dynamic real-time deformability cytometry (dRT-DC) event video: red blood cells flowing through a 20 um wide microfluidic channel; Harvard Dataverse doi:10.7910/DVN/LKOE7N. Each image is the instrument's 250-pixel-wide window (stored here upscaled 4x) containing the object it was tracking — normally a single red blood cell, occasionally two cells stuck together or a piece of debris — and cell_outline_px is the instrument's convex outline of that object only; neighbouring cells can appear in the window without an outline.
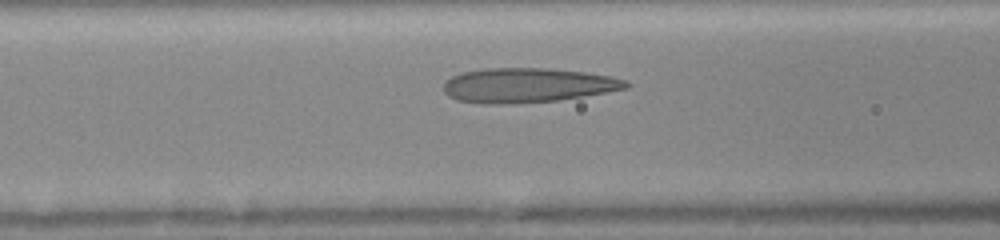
{"species": "human", "species_latin": "Homo sapiens", "temperature_condition": "room temperature", "stored_images_in_passage": 52, "camera_frame_rate_fps": 3000, "um_per_image_px": 0.085, "donor": {"sex": "female"}, "frame": {"image": 1, "passage_image": 12, "time_ms": 3.0, "image_size_px": [1000, 240], "cell_outline_px": [[632, 84], [628, 88], [556, 100], [504, 104], [484, 104], [456, 100], [448, 96], [444, 92], [444, 80], [452, 76], [464, 72], [484, 68], [548, 68], [584, 72], [612, 76], [628, 80]], "centroid_in_image_um": [44.82, 7.24], "position_along_channel_um": 121.8, "area_um2": 36.7}}
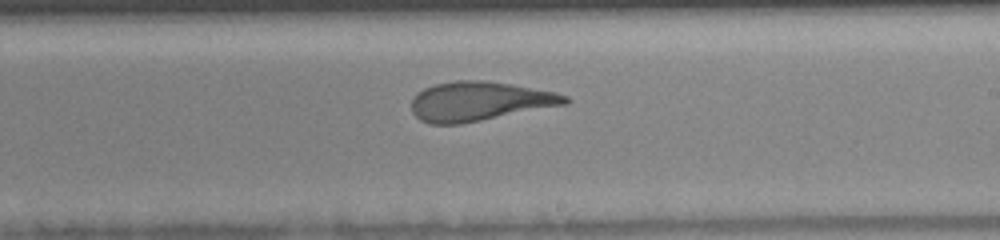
{"frame": {"image": 2, "passage_image": 26, "time_ms": 6.0, "image_size_px": [1000, 240], "cell_outline_px": [[572, 100], [568, 104], [460, 124], [428, 124], [420, 120], [412, 112], [412, 100], [416, 92], [424, 88], [436, 84], [456, 80], [484, 80], [512, 84], [556, 92], [568, 96]], "centroid_in_image_um": [40.76, 8.6], "position_along_channel_um": 248.2, "area_um2": 35.32}}
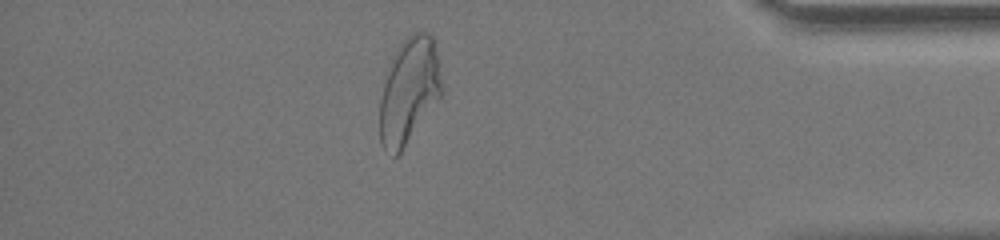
{"frame": {"image": 3, "passage_image": 43, "time_ms": 10.333, "image_size_px": [1000, 240], "cell_outline_px": [[444, 92], [400, 152], [396, 156], [384, 148], [380, 144], [380, 100], [384, 84], [396, 48], [408, 36], [416, 32], [428, 32], [436, 40], [444, 84]], "centroid_in_image_um": [34.83, 7.66], "position_along_channel_um": 400.4, "area_um2": 38.21}}